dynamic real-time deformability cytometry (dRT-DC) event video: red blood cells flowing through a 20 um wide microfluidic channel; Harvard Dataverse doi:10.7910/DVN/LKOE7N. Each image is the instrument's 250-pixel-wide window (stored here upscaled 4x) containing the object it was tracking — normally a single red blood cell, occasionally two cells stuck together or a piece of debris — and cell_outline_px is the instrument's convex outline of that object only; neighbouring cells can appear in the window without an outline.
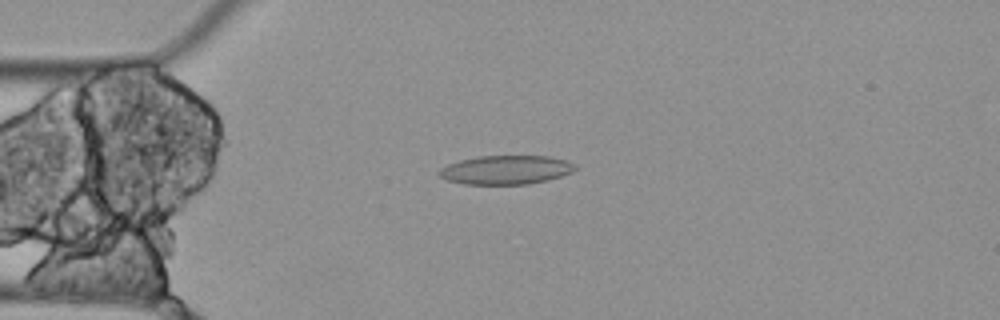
{"species": "Egyptian fruit bat (a non-hibernating species)", "species_latin": "Rousettus aegyptiacus", "temperature_condition": "cold", "stored_images_in_passage": 3, "camera_frame_rate_fps": 3000, "um_per_image_px": 0.085, "animal": {"sex": "female"}, "frame": {"image": 1, "passage_image": 3, "time_ms": 0.667, "image_size_px": [1000, 320], "cell_outline_px": [[576, 168], [572, 172], [548, 180], [528, 184], [464, 184], [448, 180], [440, 176], [436, 172], [440, 168], [448, 164], [460, 160], [476, 156], [548, 156], [564, 160], [576, 164]], "centroid_in_image_um": [42.98, 14.44], "position_along_channel_um": 42.0, "area_um2": 22.89}}